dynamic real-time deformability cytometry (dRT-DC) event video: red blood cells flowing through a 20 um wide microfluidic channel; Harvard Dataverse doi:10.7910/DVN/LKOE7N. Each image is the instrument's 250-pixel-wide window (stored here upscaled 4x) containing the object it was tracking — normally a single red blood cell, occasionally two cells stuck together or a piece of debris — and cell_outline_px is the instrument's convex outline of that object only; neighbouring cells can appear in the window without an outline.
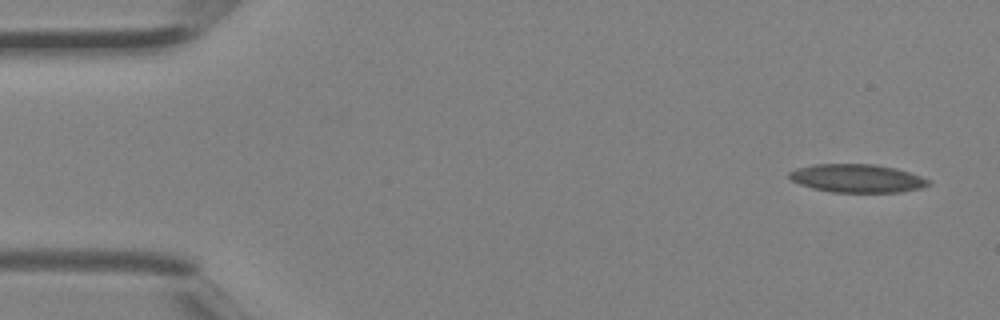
{"species": "Egyptian fruit bat (a non-hibernating species)", "species_latin": "Rousettus aegyptiacus", "temperature_condition": "room temperature", "stored_images_in_passage": 5, "camera_frame_rate_fps": 3000, "um_per_image_px": 0.085, "animal": {"sex": "female"}, "frame": {"image": 1, "passage_image": 1, "time_ms": 0.0, "image_size_px": [1000, 320], "cell_outline_px": [[928, 184], [920, 188], [900, 192], [832, 192], [812, 188], [800, 184], [792, 180], [788, 176], [788, 172], [796, 168], [816, 164], [872, 164], [896, 168], [920, 176], [928, 180]], "centroid_in_image_um": [72.8, 15.15], "position_along_channel_um": 12.2, "area_um2": 22.72}}
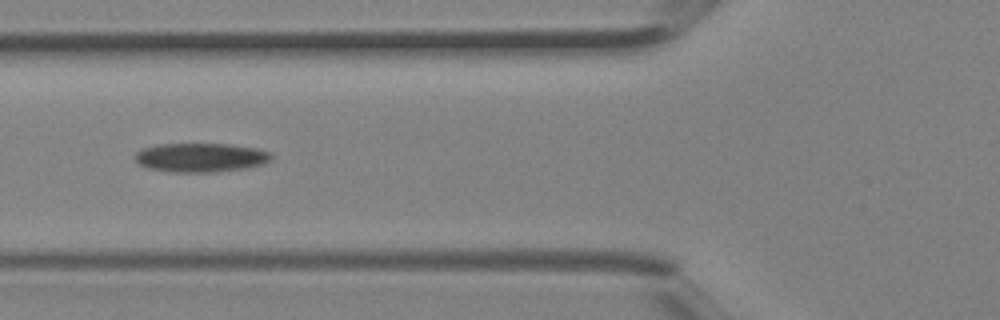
{"frame": {"image": 2, "passage_image": 5, "time_ms": 1.333, "image_size_px": [1000, 320], "cell_outline_px": [[272, 160], [264, 164], [248, 168], [216, 172], [172, 172], [148, 168], [140, 164], [136, 160], [136, 152], [144, 148], [156, 144], [228, 144], [256, 148], [272, 152]], "centroid_in_image_um": [17.12, 13.39], "position_along_channel_um": 108.7, "area_um2": 23.18}}